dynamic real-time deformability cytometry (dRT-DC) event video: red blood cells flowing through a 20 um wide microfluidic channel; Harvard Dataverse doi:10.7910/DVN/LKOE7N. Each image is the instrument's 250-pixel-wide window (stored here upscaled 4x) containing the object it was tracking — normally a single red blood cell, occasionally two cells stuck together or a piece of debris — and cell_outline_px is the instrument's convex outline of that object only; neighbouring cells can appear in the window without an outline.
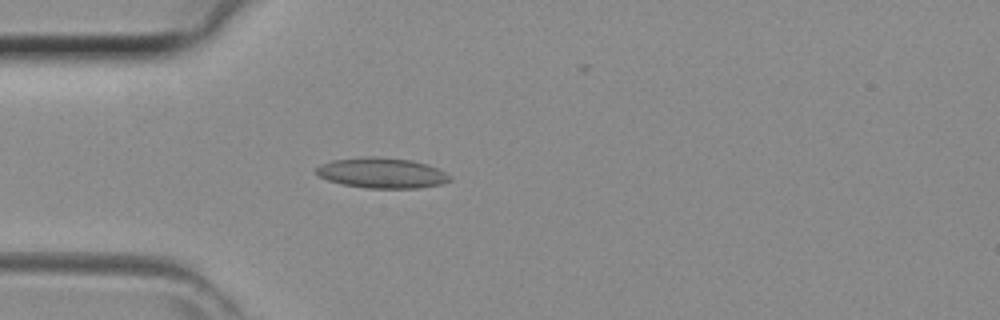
{"species": "common noctule bat (a hibernating species)", "species_latin": "Nyctalus noctula", "temperature_condition": "room temperature", "stored_images_in_passage": 43, "camera_frame_rate_fps": 3000, "um_per_image_px": 0.085, "animal": {"sex": "female", "body_mass_g": 29.2, "forearm_length_mm": 56.3}, "frame": {"image": 1, "passage_image": 12, "time_ms": 3.667, "image_size_px": [1000, 320], "cell_outline_px": [[452, 180], [440, 184], [420, 188], [368, 188], [344, 184], [328, 180], [320, 176], [316, 172], [316, 168], [320, 164], [332, 160], [368, 156], [372, 156], [408, 160], [424, 164], [436, 168], [452, 176]], "centroid_in_image_um": [32.45, 14.7], "position_along_channel_um": 52.5, "area_um2": 23.35}}
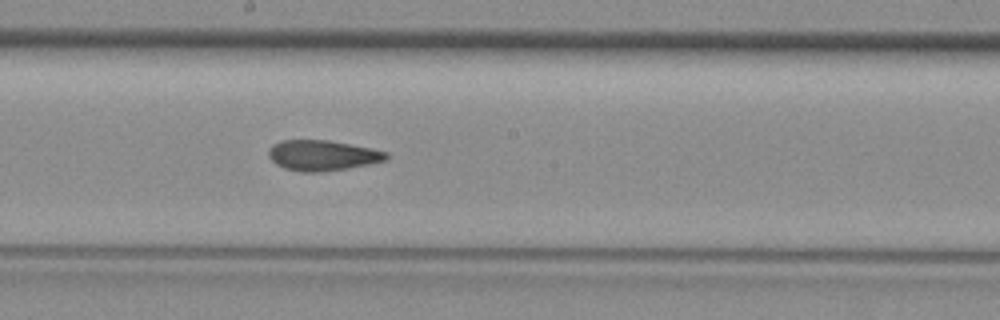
{"frame": {"image": 2, "passage_image": 23, "time_ms": 7.333, "image_size_px": [1000, 320], "cell_outline_px": [[388, 156], [384, 160], [368, 164], [348, 168], [320, 172], [304, 172], [284, 168], [276, 164], [268, 156], [268, 152], [272, 144], [280, 140], [328, 140], [388, 152]], "centroid_in_image_um": [27.35, 13.21], "position_along_channel_um": 220.8, "area_um2": 20.63}}
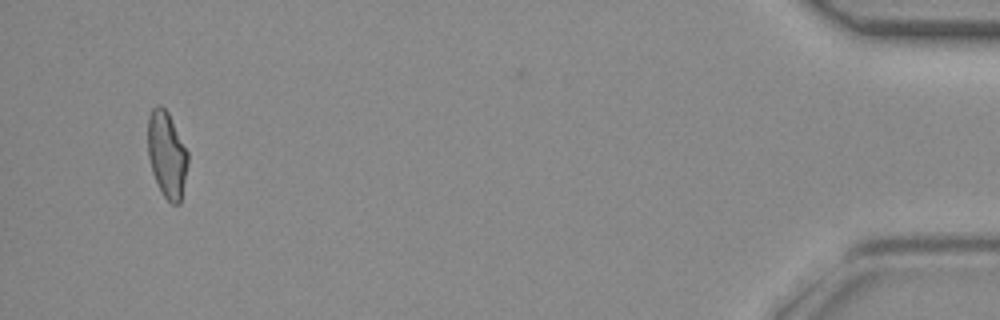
{"frame": {"image": 3, "passage_image": 41, "time_ms": 13.333, "image_size_px": [1000, 320], "cell_outline_px": [[188, 164], [180, 204], [172, 204], [164, 196], [156, 184], [152, 172], [148, 156], [148, 116], [152, 108], [160, 104], [168, 112], [188, 152]], "centroid_in_image_um": [14.18, 13.15], "position_along_channel_um": 421.0, "area_um2": 20.17}}